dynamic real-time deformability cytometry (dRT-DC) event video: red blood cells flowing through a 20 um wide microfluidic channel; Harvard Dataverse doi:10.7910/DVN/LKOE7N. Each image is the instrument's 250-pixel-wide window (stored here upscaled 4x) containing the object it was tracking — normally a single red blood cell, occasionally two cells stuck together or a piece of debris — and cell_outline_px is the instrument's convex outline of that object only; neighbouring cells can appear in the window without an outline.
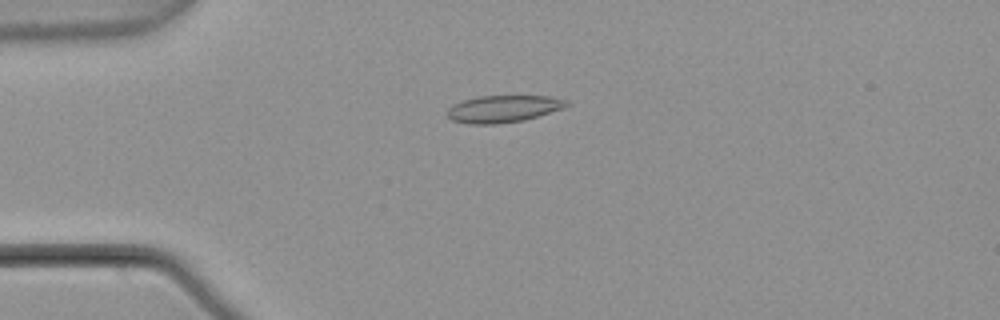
{"species": "common noctule bat (a hibernating species)", "species_latin": "Nyctalus noctula", "temperature_condition": "warm", "stored_images_in_passage": 6, "camera_frame_rate_fps": 3000, "um_per_image_px": 0.085, "animal": {"sex": "male", "body_mass_g": 21.5, "forearm_length_mm": 52.0}, "frame": {"image": 1, "passage_image": 4, "time_ms": 1.0, "image_size_px": [1000, 320], "cell_outline_px": [[568, 104], [564, 108], [524, 120], [496, 124], [468, 124], [452, 120], [448, 116], [448, 108], [452, 104], [476, 96], [548, 96], [568, 100]], "centroid_in_image_um": [42.76, 9.25], "position_along_channel_um": 42.2, "area_um2": 18.79}}
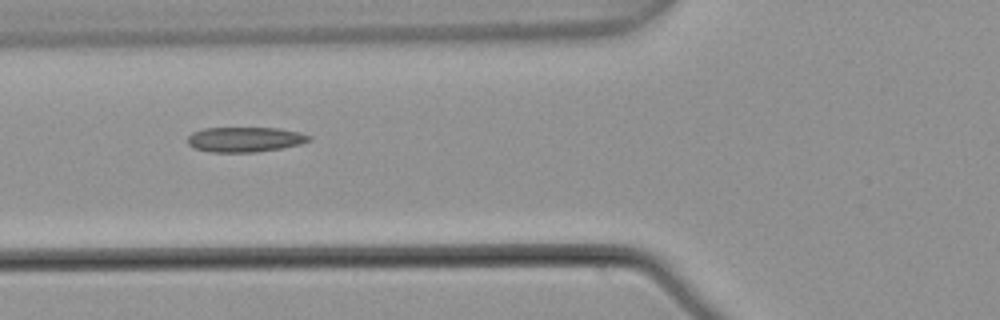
{"frame": {"image": 2, "passage_image": 6, "time_ms": 1.667, "image_size_px": [1000, 320], "cell_outline_px": [[312, 140], [300, 144], [280, 148], [256, 152], [212, 152], [192, 148], [188, 144], [188, 136], [192, 132], [204, 128], [280, 128], [300, 132], [312, 136]], "centroid_in_image_um": [20.82, 11.85], "position_along_channel_um": 105.0, "area_um2": 17.8}}